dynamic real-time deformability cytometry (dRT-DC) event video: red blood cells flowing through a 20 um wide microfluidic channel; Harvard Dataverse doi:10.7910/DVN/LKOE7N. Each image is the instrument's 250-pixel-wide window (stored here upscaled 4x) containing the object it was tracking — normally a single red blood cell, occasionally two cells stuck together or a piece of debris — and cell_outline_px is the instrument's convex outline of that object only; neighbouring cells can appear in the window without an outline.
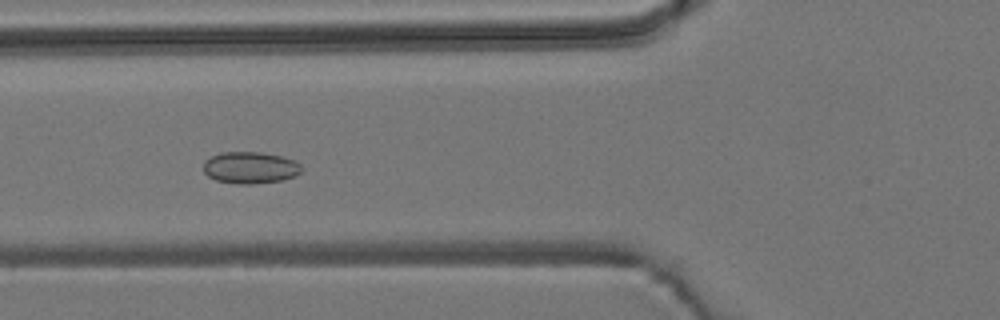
{"species": "common noctule bat (a hibernating species)", "species_latin": "Nyctalus noctula", "temperature_condition": "room temperature", "stored_images_in_passage": 54, "camera_frame_rate_fps": 3000, "um_per_image_px": 0.085, "animal": {"sex": "male", "body_mass_g": 19.2, "forearm_length_mm": 51.8}, "frame": {"image": 1, "passage_image": 20, "time_ms": 6.333, "image_size_px": [1000, 320], "cell_outline_px": [[304, 168], [296, 176], [280, 180], [252, 184], [240, 184], [216, 180], [208, 176], [204, 172], [204, 160], [220, 152], [260, 152], [280, 156], [296, 160]], "centroid_in_image_um": [21.28, 14.24], "position_along_channel_um": 104.5, "area_um2": 18.21}}
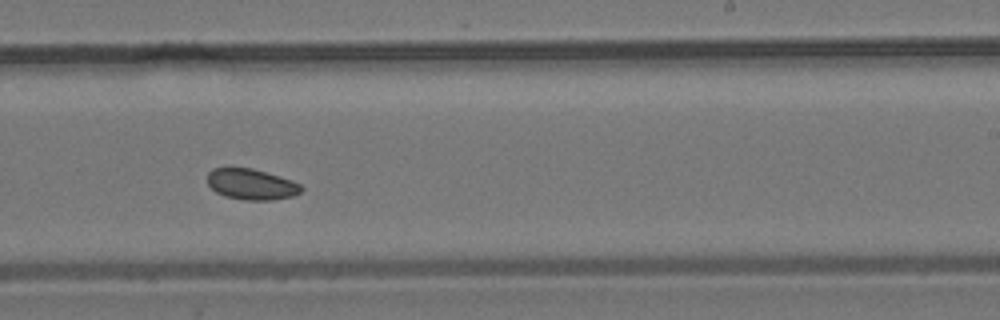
{"frame": {"image": 2, "passage_image": 33, "time_ms": 10.667, "image_size_px": [1000, 320], "cell_outline_px": [[304, 188], [300, 192], [292, 196], [272, 200], [244, 200], [224, 196], [216, 192], [208, 184], [208, 172], [212, 168], [252, 168], [292, 180], [300, 184]], "centroid_in_image_um": [21.37, 15.67], "position_along_channel_um": 267.6, "area_um2": 16.82}}
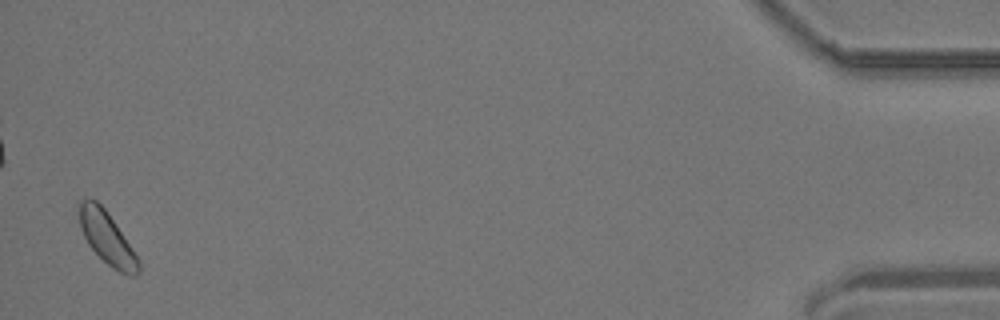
{"frame": {"image": 3, "passage_image": 53, "time_ms": 17.333, "image_size_px": [1000, 320], "cell_outline_px": [[140, 272], [136, 276], [128, 276], [112, 268], [88, 244], [80, 228], [76, 212], [76, 204], [80, 200], [96, 200], [104, 208], [140, 260]], "centroid_in_image_um": [9.06, 20.22], "position_along_channel_um": 426.1, "area_um2": 18.09}}